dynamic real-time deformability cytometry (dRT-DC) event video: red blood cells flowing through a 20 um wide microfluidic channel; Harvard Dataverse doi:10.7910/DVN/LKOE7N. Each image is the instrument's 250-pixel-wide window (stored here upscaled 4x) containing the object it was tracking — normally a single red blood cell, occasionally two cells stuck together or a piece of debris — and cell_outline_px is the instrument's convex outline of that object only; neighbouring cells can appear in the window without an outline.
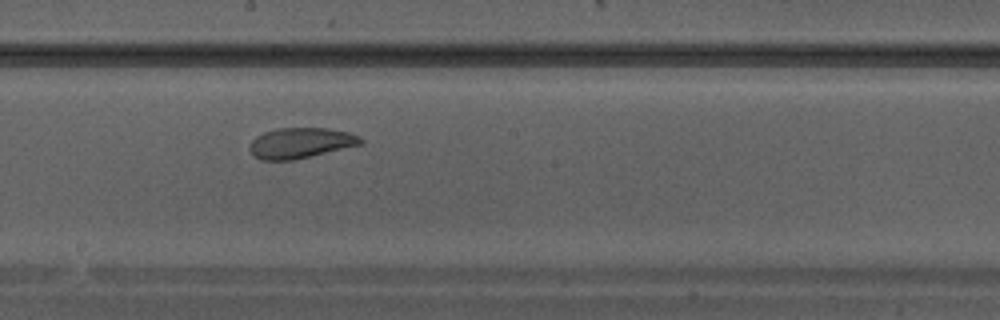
{"species": "Egyptian fruit bat (a non-hibernating species)", "species_latin": "Rousettus aegyptiacus", "temperature_condition": "warm", "stored_images_in_passage": 26, "camera_frame_rate_fps": 3000, "um_per_image_px": 0.085, "animal": {"sex": "male"}, "frame": {"image": 1, "passage_image": 12, "time_ms": 3.667, "image_size_px": [1000, 320], "cell_outline_px": [[364, 144], [292, 160], [260, 160], [252, 156], [248, 148], [252, 140], [256, 136], [264, 132], [276, 128], [328, 128], [348, 132], [360, 136], [364, 140]], "centroid_in_image_um": [25.54, 12.15], "position_along_channel_um": 222.7, "area_um2": 19.94}}
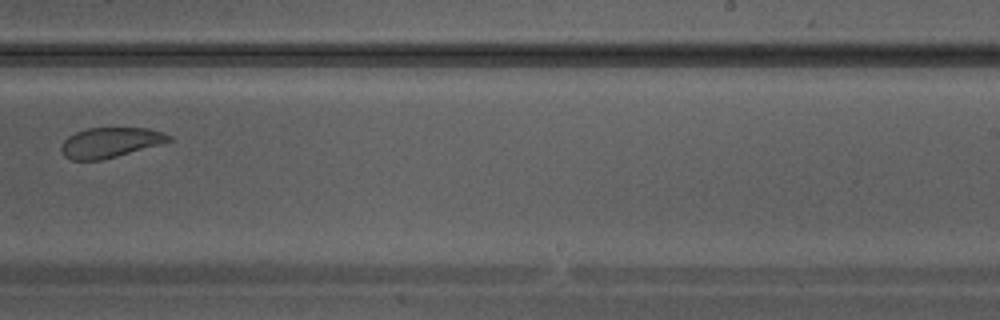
{"frame": {"image": 2, "passage_image": 15, "time_ms": 4.667, "image_size_px": [1000, 320], "cell_outline_px": [[172, 140], [160, 144], [116, 156], [100, 160], [72, 160], [64, 156], [60, 148], [64, 140], [68, 136], [76, 132], [88, 128], [148, 128], [164, 132], [172, 136]], "centroid_in_image_um": [9.36, 12.1], "position_along_channel_um": 279.6, "area_um2": 18.73}}